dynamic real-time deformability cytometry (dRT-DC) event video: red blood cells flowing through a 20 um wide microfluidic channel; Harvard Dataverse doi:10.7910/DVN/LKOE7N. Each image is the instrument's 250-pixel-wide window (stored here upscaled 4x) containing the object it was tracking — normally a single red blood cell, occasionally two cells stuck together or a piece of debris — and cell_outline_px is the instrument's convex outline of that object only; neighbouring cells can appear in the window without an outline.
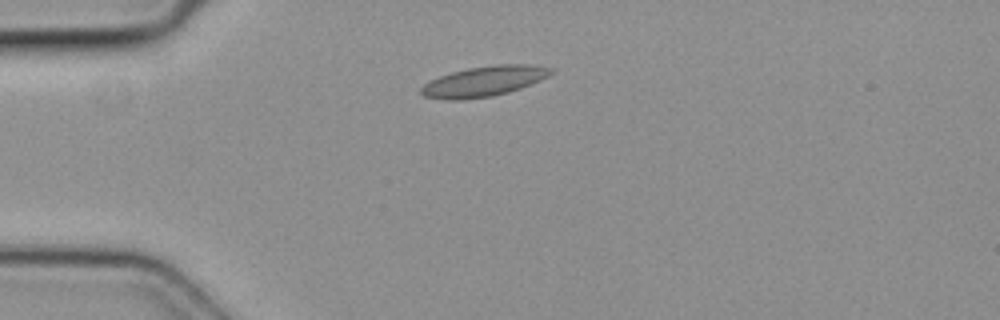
{"species": "common noctule bat (a hibernating species)", "species_latin": "Nyctalus noctula", "temperature_condition": "cold", "stored_images_in_passage": 2, "camera_frame_rate_fps": 3000, "um_per_image_px": 0.085, "animal": {"sex": "female", "body_mass_g": 19.3, "forearm_length_mm": 54.1}, "frame": {"image": 1, "passage_image": 1, "time_ms": 0.0, "image_size_px": [1000, 320], "cell_outline_px": [[552, 72], [548, 76], [540, 80], [520, 88], [508, 92], [492, 96], [460, 100], [448, 100], [424, 96], [420, 92], [420, 88], [424, 84], [440, 76], [452, 72], [468, 68], [492, 64], [528, 64], [552, 68]], "centroid_in_image_um": [41.12, 6.91], "position_along_channel_um": 43.9, "area_um2": 22.72}}